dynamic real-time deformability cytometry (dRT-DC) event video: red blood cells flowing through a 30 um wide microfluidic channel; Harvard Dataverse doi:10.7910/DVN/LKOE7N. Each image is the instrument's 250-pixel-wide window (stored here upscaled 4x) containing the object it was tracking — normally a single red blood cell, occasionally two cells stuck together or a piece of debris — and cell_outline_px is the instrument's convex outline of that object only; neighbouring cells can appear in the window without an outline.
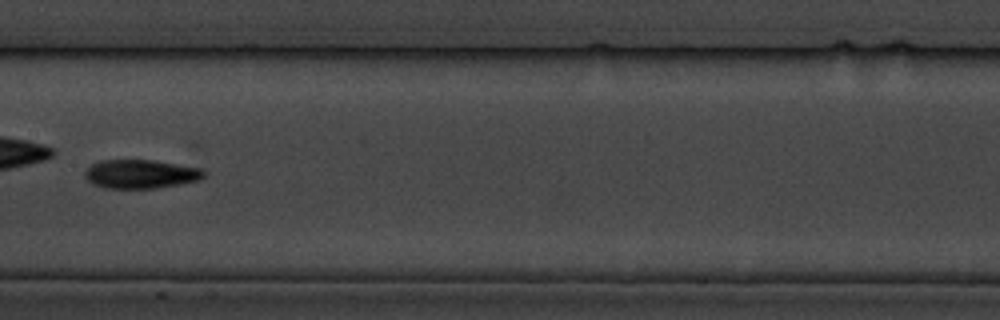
{"species": "common noctule bat (a hibernating species)", "species_latin": "Nyctalus noctula", "temperature_condition": "cold", "stored_images_in_passage": 16, "camera_frame_rate_fps": 3000, "um_per_image_px": 0.085, "animal": {"sex": "male", "body_mass_g": 19.5, "forearm_length_mm": 54.6}, "frame": {"image": 1, "passage_image": 9, "time_ms": 10.0, "image_size_px": [1000, 320], "cell_outline_px": [[208, 172], [200, 180], [180, 184], [156, 188], [104, 188], [92, 184], [84, 176], [84, 172], [92, 164], [100, 160], [152, 160], [204, 168]], "centroid_in_image_um": [12.0, 14.79], "position_along_channel_um": 195.4, "area_um2": 20.17}}
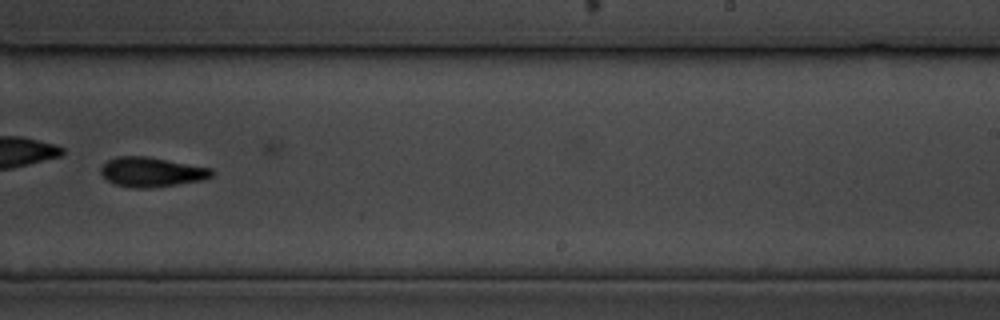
{"frame": {"image": 2, "passage_image": 11, "time_ms": 12.333, "image_size_px": [1000, 320], "cell_outline_px": [[216, 172], [212, 176], [200, 180], [152, 188], [132, 188], [116, 184], [108, 180], [100, 172], [100, 168], [108, 160], [116, 156], [144, 156], [212, 168]], "centroid_in_image_um": [12.88, 14.62], "position_along_channel_um": 276.1, "area_um2": 18.96}}